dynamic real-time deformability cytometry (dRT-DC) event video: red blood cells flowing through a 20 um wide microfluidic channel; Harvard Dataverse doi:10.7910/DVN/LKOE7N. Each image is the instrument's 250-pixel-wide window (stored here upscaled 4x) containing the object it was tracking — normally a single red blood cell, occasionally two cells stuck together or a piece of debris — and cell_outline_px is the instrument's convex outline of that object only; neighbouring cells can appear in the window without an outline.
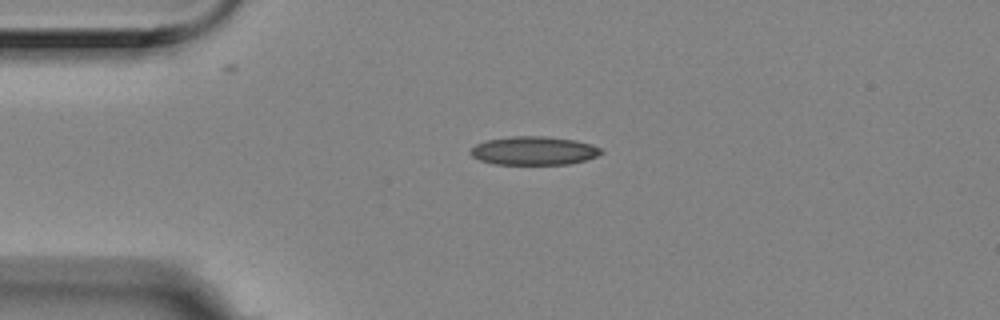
{"species": "Egyptian fruit bat (a non-hibernating species)", "species_latin": "Rousettus aegyptiacus", "temperature_condition": "room temperature", "stored_images_in_passage": 2, "camera_frame_rate_fps": 3000, "um_per_image_px": 0.085, "animal": {"sex": "female"}, "frame": {"image": 1, "passage_image": 1, "time_ms": 0.0, "image_size_px": [1000, 320], "cell_outline_px": [[604, 152], [596, 156], [584, 160], [568, 164], [496, 164], [480, 160], [472, 156], [468, 152], [476, 144], [488, 140], [512, 136], [544, 136], [576, 140], [592, 144], [600, 148]], "centroid_in_image_um": [45.38, 12.8], "position_along_channel_um": 39.6, "area_um2": 21.62}}